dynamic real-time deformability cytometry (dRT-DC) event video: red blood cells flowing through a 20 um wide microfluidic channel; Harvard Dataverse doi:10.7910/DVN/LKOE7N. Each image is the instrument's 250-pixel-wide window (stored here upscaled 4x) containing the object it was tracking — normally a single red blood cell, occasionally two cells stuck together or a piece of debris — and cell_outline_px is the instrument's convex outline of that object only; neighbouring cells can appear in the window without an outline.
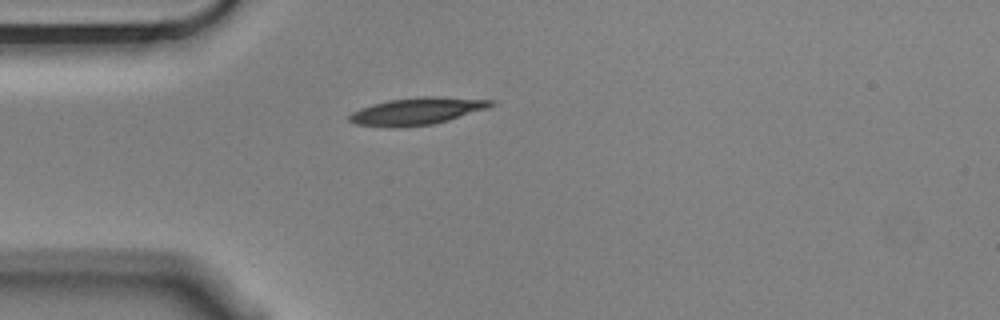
{"species": "Egyptian fruit bat (a non-hibernating species)", "species_latin": "Rousettus aegyptiacus", "temperature_condition": "cold", "stored_images_in_passage": 2, "camera_frame_rate_fps": 3000, "um_per_image_px": 0.085, "animal": {"sex": "male"}, "frame": {"image": 1, "passage_image": 1, "time_ms": 0.0, "image_size_px": [1000, 320], "cell_outline_px": [[496, 104], [488, 108], [448, 120], [432, 124], [404, 128], [392, 128], [356, 124], [348, 120], [348, 116], [352, 112], [360, 108], [372, 104], [388, 100], [420, 96], [436, 96], [496, 100]], "centroid_in_image_um": [35.44, 9.45], "position_along_channel_um": 49.6, "area_um2": 22.72}}